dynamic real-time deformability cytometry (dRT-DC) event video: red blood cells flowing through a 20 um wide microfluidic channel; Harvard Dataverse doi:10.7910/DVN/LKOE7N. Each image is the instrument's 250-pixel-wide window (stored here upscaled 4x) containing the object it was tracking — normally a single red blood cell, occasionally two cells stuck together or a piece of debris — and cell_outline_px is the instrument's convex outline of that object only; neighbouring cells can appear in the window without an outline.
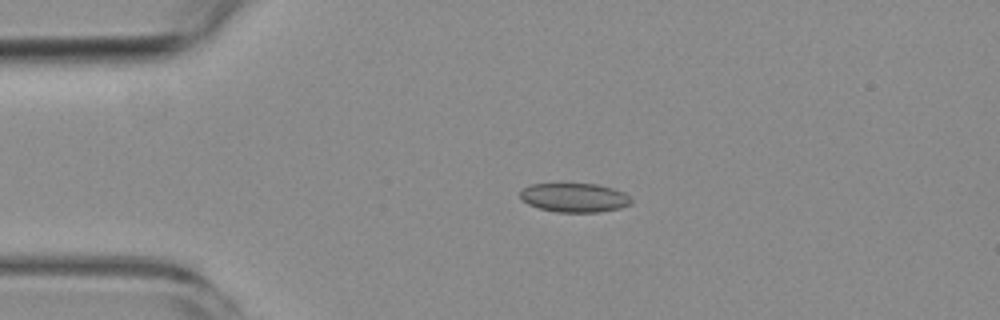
{"species": "common noctule bat (a hibernating species)", "species_latin": "Nyctalus noctula", "temperature_condition": "room temperature", "stored_images_in_passage": 2, "camera_frame_rate_fps": 3000, "um_per_image_px": 0.085, "animal": {"sex": "female", "body_mass_g": 19.3, "forearm_length_mm": 54.1}, "frame": {"image": 1, "passage_image": 1, "time_ms": 0.0, "image_size_px": [1000, 320], "cell_outline_px": [[632, 204], [620, 208], [600, 212], [556, 212], [540, 208], [528, 204], [520, 196], [520, 192], [528, 184], [596, 184], [612, 188], [624, 192], [632, 200]], "centroid_in_image_um": [48.85, 16.8], "position_along_channel_um": 36.2, "area_um2": 18.73}}